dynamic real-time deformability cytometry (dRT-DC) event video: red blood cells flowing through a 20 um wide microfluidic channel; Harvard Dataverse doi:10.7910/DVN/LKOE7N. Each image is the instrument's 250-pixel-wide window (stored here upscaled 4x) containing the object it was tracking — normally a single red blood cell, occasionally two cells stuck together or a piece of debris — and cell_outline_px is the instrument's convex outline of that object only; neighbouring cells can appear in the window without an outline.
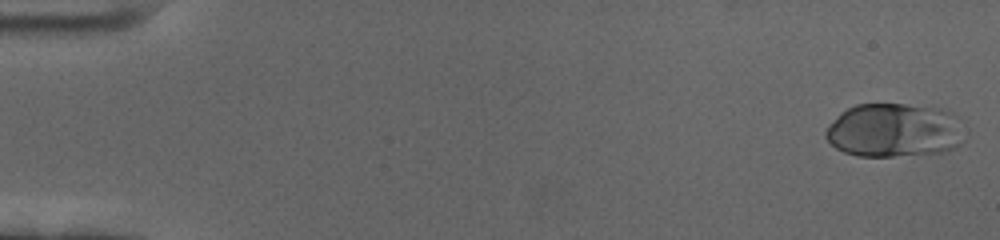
{"species": "human", "species_latin": "Homo sapiens", "temperature_condition": "cold", "stored_images_in_passage": 58, "camera_frame_rate_fps": 3000, "um_per_image_px": 0.085, "donor": {"sex": "female"}, "frame": {"image": 1, "passage_image": 1, "time_ms": 0.0, "image_size_px": [1000, 240], "cell_outline_px": [[968, 136], [956, 148], [948, 152], [892, 156], [860, 156], [844, 152], [836, 148], [824, 136], [824, 132], [828, 124], [840, 112], [856, 104], [904, 104], [940, 108], [952, 112], [960, 116]], "centroid_in_image_um": [76.1, 11.07], "position_along_channel_um": 8.9, "area_um2": 44.68}}
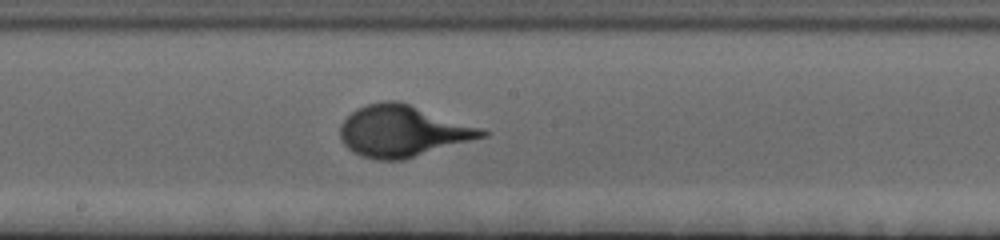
{"frame": {"image": 2, "passage_image": 32, "time_ms": 10.333, "image_size_px": [1000, 240], "cell_outline_px": [[492, 132], [488, 136], [404, 160], [376, 160], [360, 156], [352, 152], [344, 144], [340, 136], [340, 124], [356, 108], [368, 104], [384, 100], [400, 100], [484, 128]], "centroid_in_image_um": [34.27, 11.14], "position_along_channel_um": 213.9, "area_um2": 43.18}}
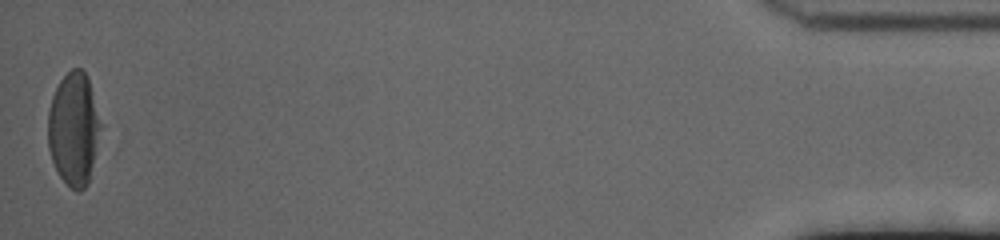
{"frame": {"image": 3, "passage_image": 58, "time_ms": 19.0, "image_size_px": [1000, 240], "cell_outline_px": [[100, 128], [88, 184], [80, 192], [76, 192], [60, 176], [52, 160], [48, 148], [48, 112], [52, 96], [60, 80], [72, 68], [80, 68], [84, 72], [88, 80], [92, 92], [100, 124]], "centroid_in_image_um": [6.24, 10.97], "position_along_channel_um": 429.0, "area_um2": 33.99}}